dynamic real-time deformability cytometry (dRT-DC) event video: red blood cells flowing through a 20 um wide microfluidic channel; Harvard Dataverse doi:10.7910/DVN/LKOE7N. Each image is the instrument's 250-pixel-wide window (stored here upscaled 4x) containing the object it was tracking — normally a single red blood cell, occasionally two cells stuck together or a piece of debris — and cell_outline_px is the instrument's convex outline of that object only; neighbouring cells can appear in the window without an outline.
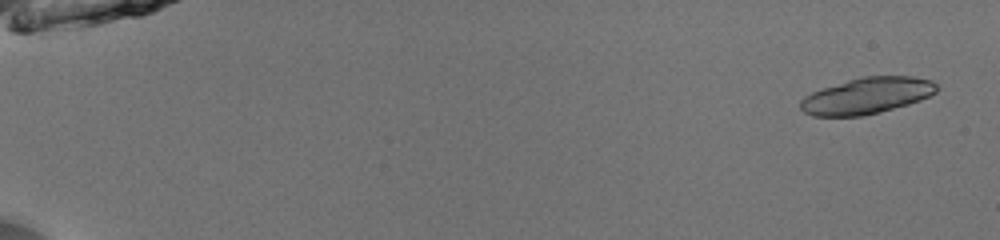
{"species": "common noctule bat (a hibernating species)", "species_latin": "Nyctalus noctula", "temperature_condition": "room temperature", "stored_images_in_passage": 43, "camera_frame_rate_fps": 3000, "um_per_image_px": 0.085, "animal": {"sex": "male", "body_mass_g": 13.0, "forearm_length_mm": 53.1}, "frame": {"image": 1, "passage_image": 3, "time_ms": 0.667, "image_size_px": [1000, 240], "cell_outline_px": [[940, 88], [936, 92], [920, 100], [908, 104], [880, 112], [864, 116], [812, 116], [804, 112], [800, 108], [800, 100], [804, 96], [812, 92], [848, 80], [864, 76], [912, 76], [932, 80], [940, 84]], "centroid_in_image_um": [73.72, 8.14], "position_along_channel_um": 11.3, "area_um2": 28.9}}
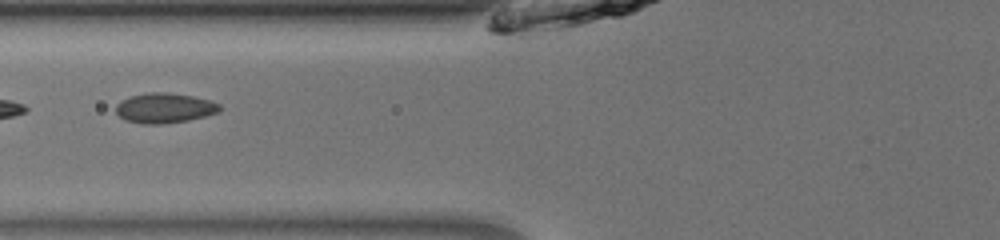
{"frame": {"image": 2, "passage_image": 24, "time_ms": 7.667, "image_size_px": [1000, 240], "cell_outline_px": [[220, 108], [216, 112], [204, 116], [188, 120], [164, 124], [140, 124], [124, 120], [116, 112], [116, 104], [120, 100], [128, 96], [148, 92], [168, 92], [192, 96], [208, 100], [220, 104]], "centroid_in_image_um": [13.91, 9.18], "position_along_channel_um": 111.9, "area_um2": 18.21}}